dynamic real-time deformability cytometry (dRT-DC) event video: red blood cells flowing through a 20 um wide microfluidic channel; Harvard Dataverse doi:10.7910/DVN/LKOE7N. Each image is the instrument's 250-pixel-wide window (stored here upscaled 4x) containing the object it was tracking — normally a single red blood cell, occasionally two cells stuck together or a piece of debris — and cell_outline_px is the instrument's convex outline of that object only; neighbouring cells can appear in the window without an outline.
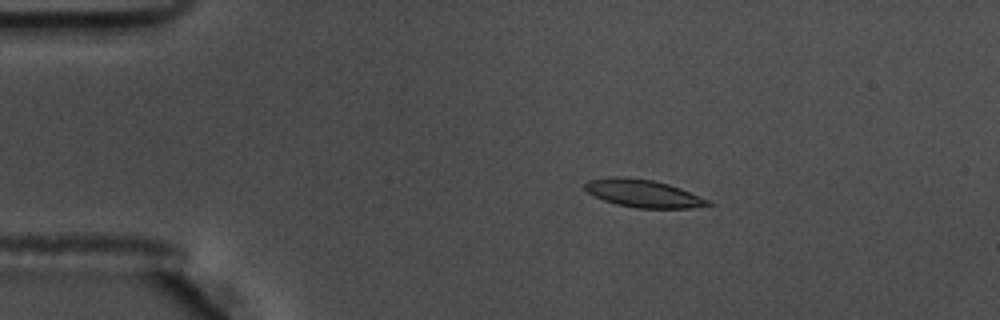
{"species": "common noctule bat (a hibernating species)", "species_latin": "Nyctalus noctula", "temperature_condition": "warm", "stored_images_in_passage": 50, "camera_frame_rate_fps": 3000, "um_per_image_px": 0.085, "animal": {"sex": "male", "body_mass_g": 17.5, "forearm_length_mm": 52.3}, "frame": {"image": 1, "passage_image": 4, "time_ms": 1.0, "image_size_px": [1000, 320], "cell_outline_px": [[712, 204], [692, 208], [636, 208], [616, 204], [604, 200], [588, 192], [584, 188], [584, 184], [588, 180], [616, 176], [620, 176], [652, 180], [668, 184], [680, 188], [708, 200]], "centroid_in_image_um": [54.64, 16.44], "position_along_channel_um": 30.4, "area_um2": 19.59}}
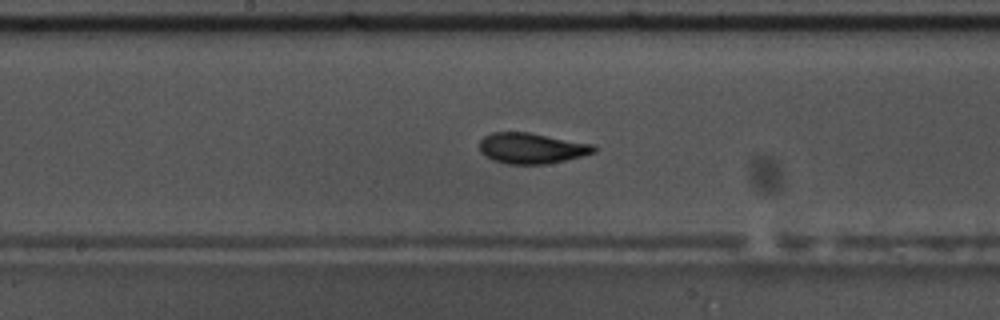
{"frame": {"image": 2, "passage_image": 23, "time_ms": 7.333, "image_size_px": [1000, 320], "cell_outline_px": [[596, 152], [564, 160], [544, 164], [508, 164], [492, 160], [484, 156], [480, 152], [480, 140], [484, 136], [492, 132], [528, 132], [596, 144]], "centroid_in_image_um": [45.18, 12.59], "position_along_channel_um": 203.0, "area_um2": 20.58}}
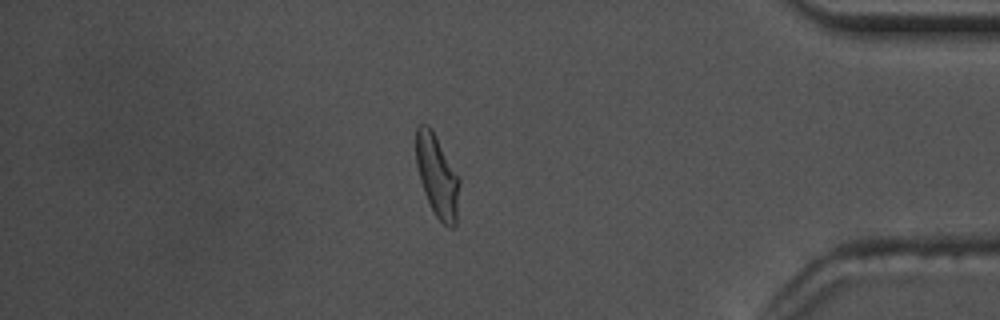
{"frame": {"image": 3, "passage_image": 42, "time_ms": 13.667, "image_size_px": [1000, 320], "cell_outline_px": [[460, 184], [456, 224], [452, 228], [448, 228], [436, 216], [424, 192], [420, 180], [416, 164], [416, 128], [420, 124], [428, 124], [432, 128], [460, 180]], "centroid_in_image_um": [37.16, 14.95], "position_along_channel_um": 398.0, "area_um2": 20.69}, "authors_computed_cell_mechanics": {"area_um2": 20.1433, "velocity_mm_per_s": 3.6155, "shape_relaxation_time_tau1_ms": 3.2598, "shape_relaxation_time_tau2_ms": 1.7807, "deformation_change_tau1": 0.1549, "deformation_change_tau2": 0.0887}}